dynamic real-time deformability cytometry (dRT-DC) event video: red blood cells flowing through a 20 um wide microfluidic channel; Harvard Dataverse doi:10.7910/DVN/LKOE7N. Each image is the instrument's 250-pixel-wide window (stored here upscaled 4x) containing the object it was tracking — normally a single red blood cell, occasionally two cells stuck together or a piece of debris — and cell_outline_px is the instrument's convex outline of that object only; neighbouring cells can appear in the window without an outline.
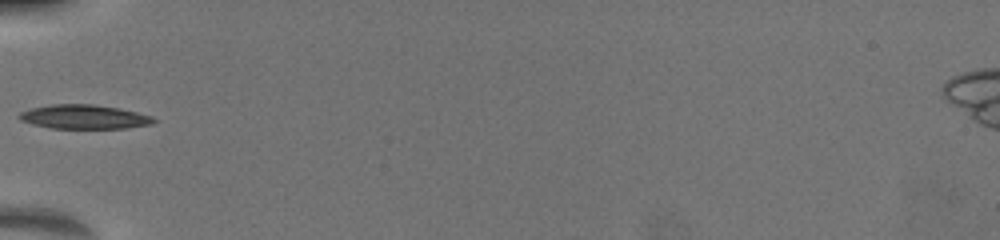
{"species": "common noctule bat (a hibernating species)", "species_latin": "Nyctalus noctula", "temperature_condition": "warm", "stored_images_in_passage": 43, "camera_frame_rate_fps": 3000, "um_per_image_px": 0.085, "animal": {"sex": "female", "body_mass_g": 19.5, "forearm_length_mm": 54.1}, "frame": {"image": 1, "passage_image": 1, "time_ms": 0.0, "image_size_px": [1000, 240], "cell_outline_px": [[156, 120], [152, 124], [124, 128], [52, 128], [32, 124], [20, 120], [16, 116], [20, 112], [32, 108], [52, 104], [92, 104], [116, 108], [136, 112], [152, 116]], "centroid_in_image_um": [7.11, 9.93], "position_along_channel_um": 77.9, "area_um2": 18.73}}
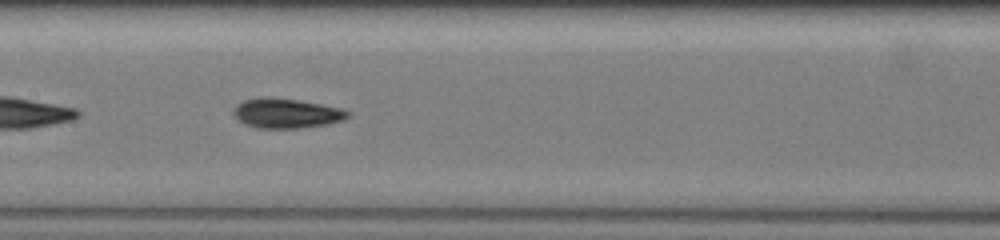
{"frame": {"image": 2, "passage_image": 12, "time_ms": 2.667, "image_size_px": [1000, 240], "cell_outline_px": [[352, 112], [344, 120], [328, 124], [296, 128], [256, 128], [244, 124], [232, 112], [236, 104], [244, 100], [260, 96], [264, 96], [296, 100], [344, 108]], "centroid_in_image_um": [24.35, 9.62], "position_along_channel_um": 183.0, "area_um2": 19.88}, "authors_computed_cell_mechanics": {"area_um2": 19.074, "velocity_mm_per_s": 3.9325, "shape_relaxation_time_tau1_ms": 4.1381, "shape_relaxation_time_tau2_ms": 2.1612, "deformation_change_tau1": 0.1754, "deformation_change_tau2": 0.0855}}